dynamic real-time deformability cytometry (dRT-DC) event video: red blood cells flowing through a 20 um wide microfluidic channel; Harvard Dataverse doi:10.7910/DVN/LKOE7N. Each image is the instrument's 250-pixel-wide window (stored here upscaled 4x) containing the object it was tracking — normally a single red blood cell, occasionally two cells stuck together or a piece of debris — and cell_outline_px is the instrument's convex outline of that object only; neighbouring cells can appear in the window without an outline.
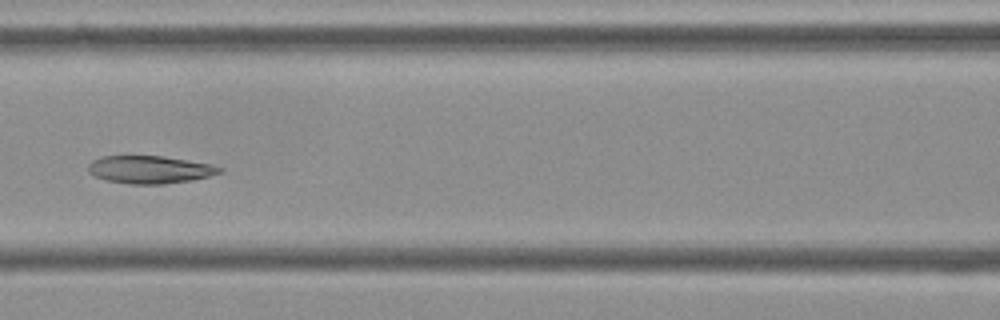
{"species": "Egyptian fruit bat (a non-hibernating species)", "species_latin": "Rousettus aegyptiacus", "temperature_condition": "cold", "stored_images_in_passage": 5, "camera_frame_rate_fps": 3000, "um_per_image_px": 0.085, "frame": {"image": 1, "passage_image": 5, "time_ms": 1.333, "image_size_px": [1000, 320], "cell_outline_px": [[224, 172], [192, 180], [164, 184], [128, 184], [108, 180], [96, 176], [88, 172], [88, 164], [92, 160], [100, 156], [164, 156], [212, 164], [224, 168]], "centroid_in_image_um": [12.76, 14.41], "position_along_channel_um": 153.8, "area_um2": 21.33}}